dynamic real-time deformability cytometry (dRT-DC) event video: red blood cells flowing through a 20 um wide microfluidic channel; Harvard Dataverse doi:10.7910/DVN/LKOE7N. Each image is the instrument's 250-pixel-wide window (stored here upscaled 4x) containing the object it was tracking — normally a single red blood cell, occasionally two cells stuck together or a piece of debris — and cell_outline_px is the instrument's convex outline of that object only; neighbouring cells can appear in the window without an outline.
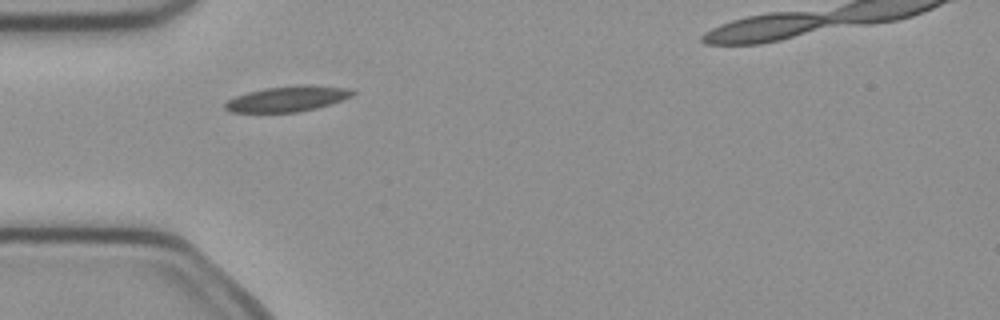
{"species": "common noctule bat (a hibernating species)", "species_latin": "Nyctalus noctula", "temperature_condition": "cold", "stored_images_in_passage": 5, "camera_frame_rate_fps": 3000, "um_per_image_px": 0.085, "animal": {"sex": "female", "body_mass_g": 21.9}, "frame": {"image": 1, "passage_image": 4, "time_ms": 1.0, "image_size_px": [1000, 320], "cell_outline_px": [[356, 92], [352, 96], [332, 104], [300, 112], [232, 112], [224, 108], [224, 104], [228, 100], [236, 96], [248, 92], [264, 88], [304, 84], [348, 88]], "centroid_in_image_um": [24.46, 8.4], "position_along_channel_um": 60.5, "area_um2": 18.96}}